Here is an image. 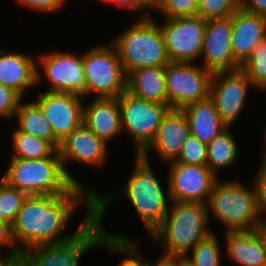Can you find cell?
Instances as JSON below:
<instances>
[{"label":"cell","mask_w":266,"mask_h":266,"mask_svg":"<svg viewBox=\"0 0 266 266\" xmlns=\"http://www.w3.org/2000/svg\"><path fill=\"white\" fill-rule=\"evenodd\" d=\"M27 195L9 185L4 179L0 180V221L12 226L18 211Z\"/></svg>","instance_id":"obj_31"},{"label":"cell","mask_w":266,"mask_h":266,"mask_svg":"<svg viewBox=\"0 0 266 266\" xmlns=\"http://www.w3.org/2000/svg\"><path fill=\"white\" fill-rule=\"evenodd\" d=\"M183 259L184 257L163 254L155 261L154 265L147 261V266H179Z\"/></svg>","instance_id":"obj_41"},{"label":"cell","mask_w":266,"mask_h":266,"mask_svg":"<svg viewBox=\"0 0 266 266\" xmlns=\"http://www.w3.org/2000/svg\"><path fill=\"white\" fill-rule=\"evenodd\" d=\"M12 158L42 159L50 157L57 149L47 140L38 138L16 129L13 132Z\"/></svg>","instance_id":"obj_27"},{"label":"cell","mask_w":266,"mask_h":266,"mask_svg":"<svg viewBox=\"0 0 266 266\" xmlns=\"http://www.w3.org/2000/svg\"><path fill=\"white\" fill-rule=\"evenodd\" d=\"M241 69L246 73L253 88L266 90V38L254 48L241 65Z\"/></svg>","instance_id":"obj_29"},{"label":"cell","mask_w":266,"mask_h":266,"mask_svg":"<svg viewBox=\"0 0 266 266\" xmlns=\"http://www.w3.org/2000/svg\"><path fill=\"white\" fill-rule=\"evenodd\" d=\"M260 167L255 183L258 187L260 211L263 214L266 212V163H261Z\"/></svg>","instance_id":"obj_38"},{"label":"cell","mask_w":266,"mask_h":266,"mask_svg":"<svg viewBox=\"0 0 266 266\" xmlns=\"http://www.w3.org/2000/svg\"><path fill=\"white\" fill-rule=\"evenodd\" d=\"M249 86L252 84L241 68L212 75L209 97L227 127L232 126L241 114Z\"/></svg>","instance_id":"obj_14"},{"label":"cell","mask_w":266,"mask_h":266,"mask_svg":"<svg viewBox=\"0 0 266 266\" xmlns=\"http://www.w3.org/2000/svg\"><path fill=\"white\" fill-rule=\"evenodd\" d=\"M168 194L170 201L207 204L215 182L218 180L207 166L170 162Z\"/></svg>","instance_id":"obj_13"},{"label":"cell","mask_w":266,"mask_h":266,"mask_svg":"<svg viewBox=\"0 0 266 266\" xmlns=\"http://www.w3.org/2000/svg\"><path fill=\"white\" fill-rule=\"evenodd\" d=\"M32 57L23 53H4L0 50V83L21 97L26 88L41 82V72Z\"/></svg>","instance_id":"obj_21"},{"label":"cell","mask_w":266,"mask_h":266,"mask_svg":"<svg viewBox=\"0 0 266 266\" xmlns=\"http://www.w3.org/2000/svg\"><path fill=\"white\" fill-rule=\"evenodd\" d=\"M2 246L10 247L11 251L9 252V254L19 262L21 251L14 241L12 226L6 222L0 221V248Z\"/></svg>","instance_id":"obj_37"},{"label":"cell","mask_w":266,"mask_h":266,"mask_svg":"<svg viewBox=\"0 0 266 266\" xmlns=\"http://www.w3.org/2000/svg\"><path fill=\"white\" fill-rule=\"evenodd\" d=\"M111 46L92 47L83 54L85 96L96 93L97 98H118L126 91L127 75L115 46Z\"/></svg>","instance_id":"obj_8"},{"label":"cell","mask_w":266,"mask_h":266,"mask_svg":"<svg viewBox=\"0 0 266 266\" xmlns=\"http://www.w3.org/2000/svg\"><path fill=\"white\" fill-rule=\"evenodd\" d=\"M199 0H164L158 8L166 19L195 16L198 12Z\"/></svg>","instance_id":"obj_34"},{"label":"cell","mask_w":266,"mask_h":266,"mask_svg":"<svg viewBox=\"0 0 266 266\" xmlns=\"http://www.w3.org/2000/svg\"><path fill=\"white\" fill-rule=\"evenodd\" d=\"M22 6L38 12H57L67 0H17Z\"/></svg>","instance_id":"obj_36"},{"label":"cell","mask_w":266,"mask_h":266,"mask_svg":"<svg viewBox=\"0 0 266 266\" xmlns=\"http://www.w3.org/2000/svg\"><path fill=\"white\" fill-rule=\"evenodd\" d=\"M190 135V126L182 109H169L158 126L156 135L151 143L142 151L155 149L164 161H176L183 143Z\"/></svg>","instance_id":"obj_18"},{"label":"cell","mask_w":266,"mask_h":266,"mask_svg":"<svg viewBox=\"0 0 266 266\" xmlns=\"http://www.w3.org/2000/svg\"><path fill=\"white\" fill-rule=\"evenodd\" d=\"M225 236L227 258L242 266H266V241L258 229Z\"/></svg>","instance_id":"obj_22"},{"label":"cell","mask_w":266,"mask_h":266,"mask_svg":"<svg viewBox=\"0 0 266 266\" xmlns=\"http://www.w3.org/2000/svg\"><path fill=\"white\" fill-rule=\"evenodd\" d=\"M239 9V0H199L197 15L205 20L228 18Z\"/></svg>","instance_id":"obj_32"},{"label":"cell","mask_w":266,"mask_h":266,"mask_svg":"<svg viewBox=\"0 0 266 266\" xmlns=\"http://www.w3.org/2000/svg\"><path fill=\"white\" fill-rule=\"evenodd\" d=\"M2 179L27 196L65 194L75 186L63 169L58 150L42 159L12 158Z\"/></svg>","instance_id":"obj_5"},{"label":"cell","mask_w":266,"mask_h":266,"mask_svg":"<svg viewBox=\"0 0 266 266\" xmlns=\"http://www.w3.org/2000/svg\"><path fill=\"white\" fill-rule=\"evenodd\" d=\"M0 266H19V262L12 255L8 254V256L0 257Z\"/></svg>","instance_id":"obj_42"},{"label":"cell","mask_w":266,"mask_h":266,"mask_svg":"<svg viewBox=\"0 0 266 266\" xmlns=\"http://www.w3.org/2000/svg\"><path fill=\"white\" fill-rule=\"evenodd\" d=\"M40 65L51 84L48 92L72 93L85 99V74L83 55L68 52L43 54Z\"/></svg>","instance_id":"obj_15"},{"label":"cell","mask_w":266,"mask_h":266,"mask_svg":"<svg viewBox=\"0 0 266 266\" xmlns=\"http://www.w3.org/2000/svg\"><path fill=\"white\" fill-rule=\"evenodd\" d=\"M212 73L195 63L170 62L165 79L170 109L186 106L209 97Z\"/></svg>","instance_id":"obj_10"},{"label":"cell","mask_w":266,"mask_h":266,"mask_svg":"<svg viewBox=\"0 0 266 266\" xmlns=\"http://www.w3.org/2000/svg\"><path fill=\"white\" fill-rule=\"evenodd\" d=\"M84 97L72 93H41L34 101L51 124L54 132V147L83 124Z\"/></svg>","instance_id":"obj_12"},{"label":"cell","mask_w":266,"mask_h":266,"mask_svg":"<svg viewBox=\"0 0 266 266\" xmlns=\"http://www.w3.org/2000/svg\"><path fill=\"white\" fill-rule=\"evenodd\" d=\"M219 247L218 239L212 231L192 249V257L188 254L184 259L191 266H220Z\"/></svg>","instance_id":"obj_30"},{"label":"cell","mask_w":266,"mask_h":266,"mask_svg":"<svg viewBox=\"0 0 266 266\" xmlns=\"http://www.w3.org/2000/svg\"><path fill=\"white\" fill-rule=\"evenodd\" d=\"M83 124L106 144L122 132L118 98H97L84 104Z\"/></svg>","instance_id":"obj_20"},{"label":"cell","mask_w":266,"mask_h":266,"mask_svg":"<svg viewBox=\"0 0 266 266\" xmlns=\"http://www.w3.org/2000/svg\"><path fill=\"white\" fill-rule=\"evenodd\" d=\"M22 101V97L13 89L0 83V117L8 120L15 116V113Z\"/></svg>","instance_id":"obj_35"},{"label":"cell","mask_w":266,"mask_h":266,"mask_svg":"<svg viewBox=\"0 0 266 266\" xmlns=\"http://www.w3.org/2000/svg\"><path fill=\"white\" fill-rule=\"evenodd\" d=\"M211 218L220 220L227 232H247L258 229L261 216L258 187L253 189L235 181L219 182L213 186L207 202Z\"/></svg>","instance_id":"obj_4"},{"label":"cell","mask_w":266,"mask_h":266,"mask_svg":"<svg viewBox=\"0 0 266 266\" xmlns=\"http://www.w3.org/2000/svg\"><path fill=\"white\" fill-rule=\"evenodd\" d=\"M266 38V17L240 8L232 15L231 46L234 59L242 65Z\"/></svg>","instance_id":"obj_19"},{"label":"cell","mask_w":266,"mask_h":266,"mask_svg":"<svg viewBox=\"0 0 266 266\" xmlns=\"http://www.w3.org/2000/svg\"><path fill=\"white\" fill-rule=\"evenodd\" d=\"M265 131H266V129H265ZM265 137V143H266V132H265V135H264ZM266 145V144H265ZM263 162L262 163H266V151L264 152V156H263Z\"/></svg>","instance_id":"obj_46"},{"label":"cell","mask_w":266,"mask_h":266,"mask_svg":"<svg viewBox=\"0 0 266 266\" xmlns=\"http://www.w3.org/2000/svg\"><path fill=\"white\" fill-rule=\"evenodd\" d=\"M141 1L145 9L150 7L151 8L155 7L156 9H158L164 0H141Z\"/></svg>","instance_id":"obj_43"},{"label":"cell","mask_w":266,"mask_h":266,"mask_svg":"<svg viewBox=\"0 0 266 266\" xmlns=\"http://www.w3.org/2000/svg\"><path fill=\"white\" fill-rule=\"evenodd\" d=\"M176 162L186 165L206 166L207 145L201 143L196 137L189 135L183 143Z\"/></svg>","instance_id":"obj_33"},{"label":"cell","mask_w":266,"mask_h":266,"mask_svg":"<svg viewBox=\"0 0 266 266\" xmlns=\"http://www.w3.org/2000/svg\"><path fill=\"white\" fill-rule=\"evenodd\" d=\"M122 132L128 133L136 152H142L154 139L163 116L170 109L165 104L142 100L127 91L118 97Z\"/></svg>","instance_id":"obj_9"},{"label":"cell","mask_w":266,"mask_h":266,"mask_svg":"<svg viewBox=\"0 0 266 266\" xmlns=\"http://www.w3.org/2000/svg\"><path fill=\"white\" fill-rule=\"evenodd\" d=\"M103 231L105 235L100 239L98 247H106L115 253L129 256L123 259L119 266H147V260L143 259L138 252L140 250H137V243L123 234L120 236L109 233L105 229Z\"/></svg>","instance_id":"obj_28"},{"label":"cell","mask_w":266,"mask_h":266,"mask_svg":"<svg viewBox=\"0 0 266 266\" xmlns=\"http://www.w3.org/2000/svg\"><path fill=\"white\" fill-rule=\"evenodd\" d=\"M240 8L247 12L266 17V0H239Z\"/></svg>","instance_id":"obj_39"},{"label":"cell","mask_w":266,"mask_h":266,"mask_svg":"<svg viewBox=\"0 0 266 266\" xmlns=\"http://www.w3.org/2000/svg\"><path fill=\"white\" fill-rule=\"evenodd\" d=\"M110 3L116 4L118 7H122L131 10L133 14L136 12H142L145 10L141 0H112Z\"/></svg>","instance_id":"obj_40"},{"label":"cell","mask_w":266,"mask_h":266,"mask_svg":"<svg viewBox=\"0 0 266 266\" xmlns=\"http://www.w3.org/2000/svg\"><path fill=\"white\" fill-rule=\"evenodd\" d=\"M98 1H101V2H107V3H110L112 0H98Z\"/></svg>","instance_id":"obj_47"},{"label":"cell","mask_w":266,"mask_h":266,"mask_svg":"<svg viewBox=\"0 0 266 266\" xmlns=\"http://www.w3.org/2000/svg\"><path fill=\"white\" fill-rule=\"evenodd\" d=\"M15 117L18 120L19 131L45 139L54 146V132L51 124L34 101L29 103L21 101Z\"/></svg>","instance_id":"obj_25"},{"label":"cell","mask_w":266,"mask_h":266,"mask_svg":"<svg viewBox=\"0 0 266 266\" xmlns=\"http://www.w3.org/2000/svg\"><path fill=\"white\" fill-rule=\"evenodd\" d=\"M107 150V144L84 124L66 137L58 148L63 169L68 178L77 186H81V184L70 175L65 166V162L73 160L87 166L102 167L107 158Z\"/></svg>","instance_id":"obj_17"},{"label":"cell","mask_w":266,"mask_h":266,"mask_svg":"<svg viewBox=\"0 0 266 266\" xmlns=\"http://www.w3.org/2000/svg\"><path fill=\"white\" fill-rule=\"evenodd\" d=\"M172 203V204H171ZM163 223L150 235L162 242L163 254L186 257L189 251L212 232L207 228L210 211L206 204L197 202H170Z\"/></svg>","instance_id":"obj_3"},{"label":"cell","mask_w":266,"mask_h":266,"mask_svg":"<svg viewBox=\"0 0 266 266\" xmlns=\"http://www.w3.org/2000/svg\"><path fill=\"white\" fill-rule=\"evenodd\" d=\"M157 179L150 167L148 154L136 152L134 171L124 190L149 235L163 223L169 210L168 191L165 195Z\"/></svg>","instance_id":"obj_7"},{"label":"cell","mask_w":266,"mask_h":266,"mask_svg":"<svg viewBox=\"0 0 266 266\" xmlns=\"http://www.w3.org/2000/svg\"><path fill=\"white\" fill-rule=\"evenodd\" d=\"M182 110L190 126V135L196 137L201 143L208 145L215 136L227 128L210 97L190 104Z\"/></svg>","instance_id":"obj_24"},{"label":"cell","mask_w":266,"mask_h":266,"mask_svg":"<svg viewBox=\"0 0 266 266\" xmlns=\"http://www.w3.org/2000/svg\"><path fill=\"white\" fill-rule=\"evenodd\" d=\"M115 196L118 195H95V215L72 238L23 250L19 266H79L81 256L98 247L100 239L105 235L102 218L108 204L116 200Z\"/></svg>","instance_id":"obj_2"},{"label":"cell","mask_w":266,"mask_h":266,"mask_svg":"<svg viewBox=\"0 0 266 266\" xmlns=\"http://www.w3.org/2000/svg\"><path fill=\"white\" fill-rule=\"evenodd\" d=\"M126 91L136 98L168 106L165 67H140L127 74Z\"/></svg>","instance_id":"obj_23"},{"label":"cell","mask_w":266,"mask_h":266,"mask_svg":"<svg viewBox=\"0 0 266 266\" xmlns=\"http://www.w3.org/2000/svg\"><path fill=\"white\" fill-rule=\"evenodd\" d=\"M95 195L97 192L83 191L82 186L75 185L65 194L27 196L12 224L13 238L19 250L22 252L37 245L60 243L72 238L95 215ZM83 199L87 214L75 232L65 235L63 231L68 220Z\"/></svg>","instance_id":"obj_1"},{"label":"cell","mask_w":266,"mask_h":266,"mask_svg":"<svg viewBox=\"0 0 266 266\" xmlns=\"http://www.w3.org/2000/svg\"><path fill=\"white\" fill-rule=\"evenodd\" d=\"M231 38L232 16L206 20L201 57L202 66L212 74L241 68L233 57Z\"/></svg>","instance_id":"obj_16"},{"label":"cell","mask_w":266,"mask_h":266,"mask_svg":"<svg viewBox=\"0 0 266 266\" xmlns=\"http://www.w3.org/2000/svg\"><path fill=\"white\" fill-rule=\"evenodd\" d=\"M179 266H191L189 264V262H187L185 259H183L181 262H180V265Z\"/></svg>","instance_id":"obj_45"},{"label":"cell","mask_w":266,"mask_h":266,"mask_svg":"<svg viewBox=\"0 0 266 266\" xmlns=\"http://www.w3.org/2000/svg\"><path fill=\"white\" fill-rule=\"evenodd\" d=\"M170 62L193 63L201 57L206 20L199 15L166 19L159 25Z\"/></svg>","instance_id":"obj_11"},{"label":"cell","mask_w":266,"mask_h":266,"mask_svg":"<svg viewBox=\"0 0 266 266\" xmlns=\"http://www.w3.org/2000/svg\"><path fill=\"white\" fill-rule=\"evenodd\" d=\"M230 127L224 129L207 145L206 166L215 174L219 169H225L235 163L238 145L230 132Z\"/></svg>","instance_id":"obj_26"},{"label":"cell","mask_w":266,"mask_h":266,"mask_svg":"<svg viewBox=\"0 0 266 266\" xmlns=\"http://www.w3.org/2000/svg\"><path fill=\"white\" fill-rule=\"evenodd\" d=\"M153 20L146 13L111 43L126 75L140 67H165L170 63L160 26Z\"/></svg>","instance_id":"obj_6"},{"label":"cell","mask_w":266,"mask_h":266,"mask_svg":"<svg viewBox=\"0 0 266 266\" xmlns=\"http://www.w3.org/2000/svg\"><path fill=\"white\" fill-rule=\"evenodd\" d=\"M258 230H259L260 234L263 236V238L266 241V219H263V220L260 219Z\"/></svg>","instance_id":"obj_44"}]
</instances>
